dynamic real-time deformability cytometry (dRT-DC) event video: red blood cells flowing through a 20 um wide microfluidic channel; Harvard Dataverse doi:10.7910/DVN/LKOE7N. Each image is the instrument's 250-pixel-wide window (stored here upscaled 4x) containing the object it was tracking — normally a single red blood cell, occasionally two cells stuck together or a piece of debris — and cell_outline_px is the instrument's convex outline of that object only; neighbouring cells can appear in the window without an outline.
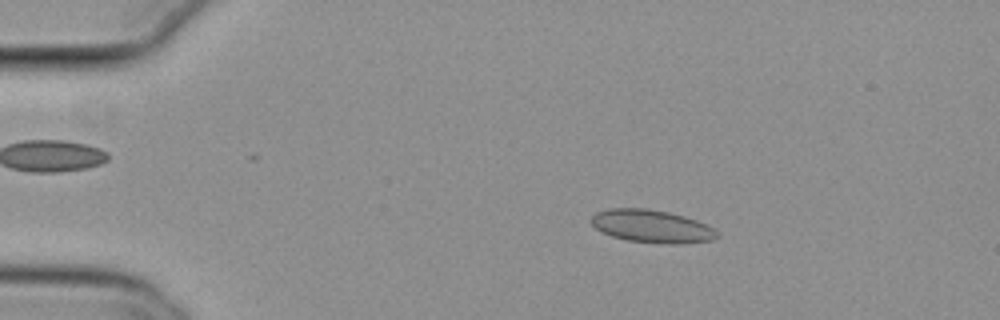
{"species": "common noctule bat (a hibernating species)", "species_latin": "Nyctalus noctula", "temperature_condition": "cold", "stored_images_in_passage": 49, "camera_frame_rate_fps": 3000, "um_per_image_px": 0.085, "animal": {"sex": "female", "body_mass_g": 29.2, "forearm_length_mm": 56.3}, "frame": {"image": 1, "passage_image": 5, "time_ms": 1.333, "image_size_px": [1000, 320], "cell_outline_px": [[720, 236], [712, 240], [684, 244], [668, 244], [628, 240], [612, 236], [596, 228], [588, 220], [596, 212], [608, 208], [648, 208], [668, 212], [684, 216], [696, 220], [712, 228]], "centroid_in_image_um": [55.38, 19.23], "position_along_channel_um": 29.6, "area_um2": 24.04}}
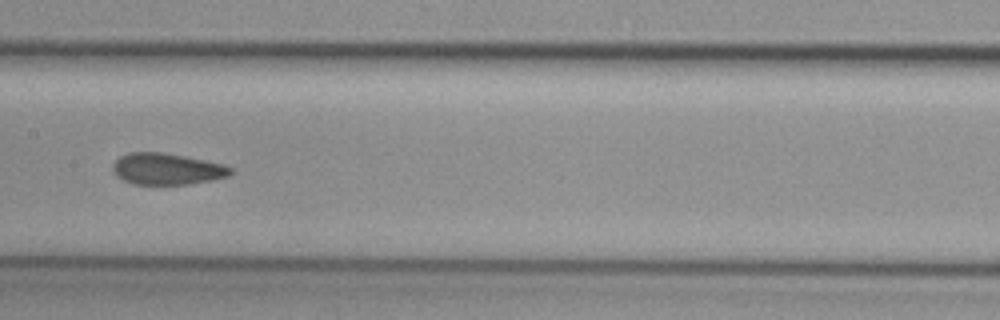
{"frame": {"image": 2, "passage_image": 23, "time_ms": 7.333, "image_size_px": [1000, 320], "cell_outline_px": [[232, 172], [228, 176], [212, 180], [188, 184], [132, 184], [116, 176], [112, 172], [112, 164], [120, 156], [128, 152], [160, 152], [184, 156], [224, 164], [232, 168]], "centroid_in_image_um": [14.16, 14.36], "position_along_channel_um": 193.2, "area_um2": 21.62}}
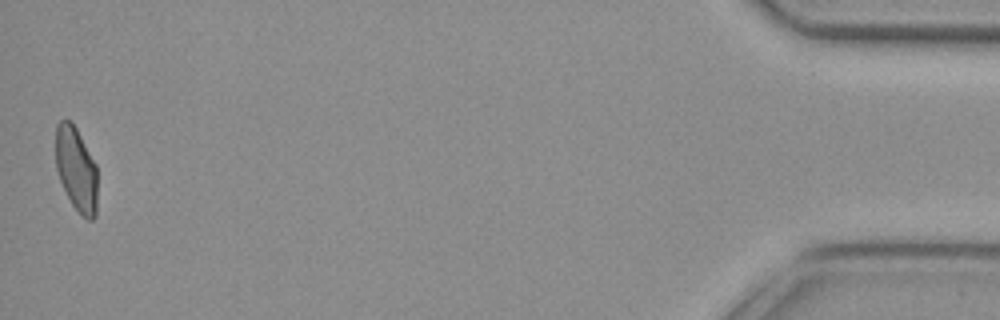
{"frame": {"image": 3, "passage_image": 49, "time_ms": 16.0, "image_size_px": [1000, 320], "cell_outline_px": [[96, 216], [92, 220], [88, 220], [72, 204], [60, 180], [56, 168], [56, 124], [60, 120], [68, 120], [76, 128], [96, 164]], "centroid_in_image_um": [6.47, 14.36], "position_along_channel_um": 428.7, "area_um2": 20.11}, "authors_computed_cell_mechanics": {"area_um2": 22.1952, "velocity_mm_per_s": 3.7974, "shape_relaxation_time_tau1_ms": null, "shape_relaxation_time_tau2_ms": 1.3994, "deformation_change_tau1": null, "deformation_change_tau2": 0.0643}}